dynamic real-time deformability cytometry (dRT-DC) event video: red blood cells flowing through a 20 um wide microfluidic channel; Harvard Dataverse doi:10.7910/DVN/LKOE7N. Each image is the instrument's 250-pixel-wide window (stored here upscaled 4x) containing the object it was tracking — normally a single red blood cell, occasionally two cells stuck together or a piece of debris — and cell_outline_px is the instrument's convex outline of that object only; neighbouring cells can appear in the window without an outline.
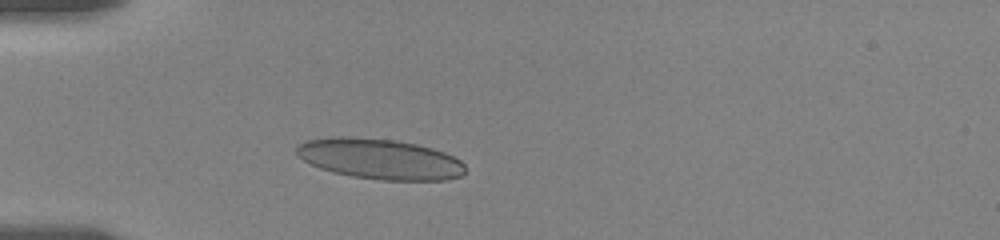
{"species": "human", "species_latin": "Homo sapiens", "temperature_condition": "room temperature", "stored_images_in_passage": 77, "camera_frame_rate_fps": 3000, "um_per_image_px": 0.085, "donor": {"sex": "female"}, "frame": {"image": 1, "passage_image": 29, "time_ms": 3.333, "image_size_px": [1000, 240], "cell_outline_px": [[464, 172], [460, 176], [448, 180], [380, 180], [352, 176], [332, 172], [320, 168], [296, 156], [296, 144], [308, 140], [332, 136], [344, 136], [392, 140], [416, 144], [432, 148], [444, 152], [460, 160], [464, 164]], "centroid_in_image_um": [32.25, 13.51], "position_along_channel_um": 52.7, "area_um2": 39.77}}
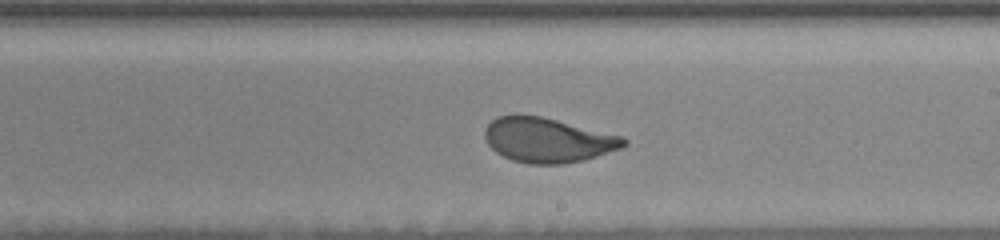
{"frame": {"image": 2, "passage_image": 55, "time_ms": 9.0, "image_size_px": [1000, 240], "cell_outline_px": [[628, 144], [620, 148], [584, 160], [564, 164], [528, 164], [512, 160], [496, 152], [488, 144], [484, 136], [484, 132], [488, 124], [492, 120], [500, 116], [540, 116], [624, 136], [628, 140]], "centroid_in_image_um": [46.59, 11.92], "position_along_channel_um": 242.4, "area_um2": 35.89}}
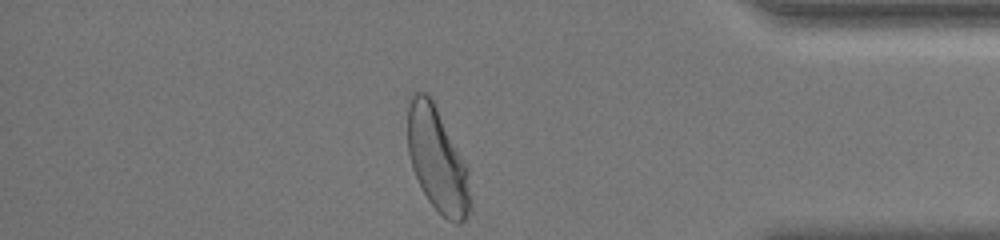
{"frame": {"image": 3, "passage_image": 76, "time_ms": 14.0, "image_size_px": [1000, 240], "cell_outline_px": [[472, 204], [464, 220], [460, 224], [456, 224], [448, 220], [428, 200], [412, 168], [408, 152], [408, 96], [412, 92], [428, 92], [432, 96], [468, 168], [472, 200]], "centroid_in_image_um": [37.18, 13.52], "position_along_channel_um": 398.0, "area_um2": 38.49}, "authors_computed_cell_mechanics": {"area_um2": 36.8764, "velocity_mm_per_s": 3.5844, "shape_relaxation_time_tau1_ms": 3.8501, "shape_relaxation_time_tau2_ms": null, "deformation_change_tau1": 0.1514, "deformation_change_tau2": null}}